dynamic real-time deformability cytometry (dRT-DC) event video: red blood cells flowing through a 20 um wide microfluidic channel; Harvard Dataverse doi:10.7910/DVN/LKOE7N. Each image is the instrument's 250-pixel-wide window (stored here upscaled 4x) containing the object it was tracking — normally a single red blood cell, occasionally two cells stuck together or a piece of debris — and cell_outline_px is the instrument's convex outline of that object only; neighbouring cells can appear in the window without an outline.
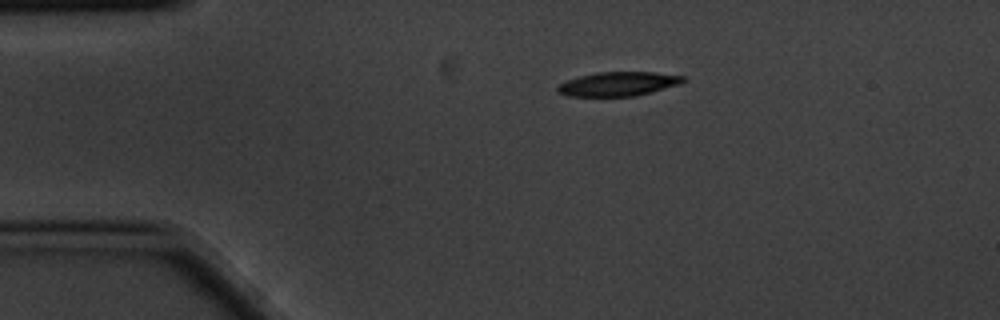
{"species": "common noctule bat (a hibernating species)", "species_latin": "Nyctalus noctula", "temperature_condition": "cold", "stored_images_in_passage": 5, "camera_frame_rate_fps": 3000, "um_per_image_px": 0.085, "animal": {"sex": "male", "body_mass_g": 20.1, "forearm_length_mm": 53.5}, "frame": {"image": 1, "passage_image": 5, "time_ms": 1.333, "image_size_px": [1000, 320], "cell_outline_px": [[684, 80], [680, 84], [636, 96], [568, 96], [556, 92], [556, 88], [560, 84], [568, 80], [580, 76], [596, 72], [656, 72], [684, 76]], "centroid_in_image_um": [52.54, 7.13], "position_along_channel_um": 32.5, "area_um2": 17.57}}